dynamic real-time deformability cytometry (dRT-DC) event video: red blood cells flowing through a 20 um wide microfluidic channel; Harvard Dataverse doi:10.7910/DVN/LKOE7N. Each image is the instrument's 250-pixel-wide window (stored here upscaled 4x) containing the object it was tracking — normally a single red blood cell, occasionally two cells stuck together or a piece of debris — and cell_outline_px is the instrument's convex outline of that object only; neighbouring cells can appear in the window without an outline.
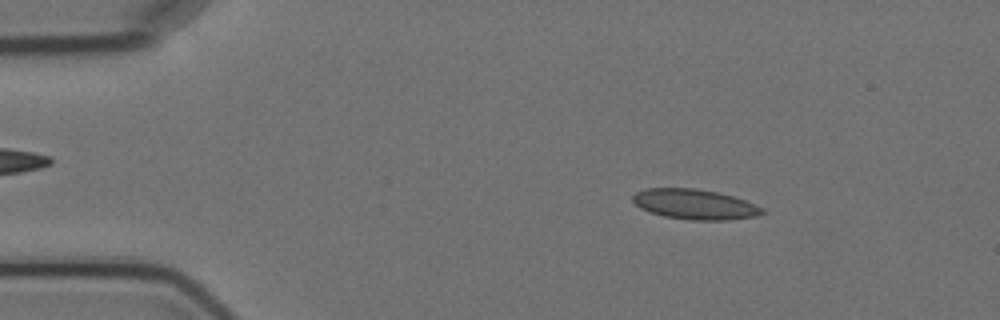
{"species": "Egyptian fruit bat (a non-hibernating species)", "species_latin": "Rousettus aegyptiacus", "temperature_condition": "cold", "stored_images_in_passage": 4, "camera_frame_rate_fps": 3000, "um_per_image_px": 0.085, "animal": {"sex": "female"}, "frame": {"image": 1, "passage_image": 2, "time_ms": 1.333, "image_size_px": [1000, 320], "cell_outline_px": [[768, 212], [756, 216], [728, 220], [692, 220], [664, 216], [648, 212], [640, 208], [632, 200], [632, 196], [636, 192], [644, 188], [696, 188], [716, 192], [732, 196], [756, 204], [764, 208]], "centroid_in_image_um": [59.06, 17.37], "position_along_channel_um": 25.9, "area_um2": 22.89}}